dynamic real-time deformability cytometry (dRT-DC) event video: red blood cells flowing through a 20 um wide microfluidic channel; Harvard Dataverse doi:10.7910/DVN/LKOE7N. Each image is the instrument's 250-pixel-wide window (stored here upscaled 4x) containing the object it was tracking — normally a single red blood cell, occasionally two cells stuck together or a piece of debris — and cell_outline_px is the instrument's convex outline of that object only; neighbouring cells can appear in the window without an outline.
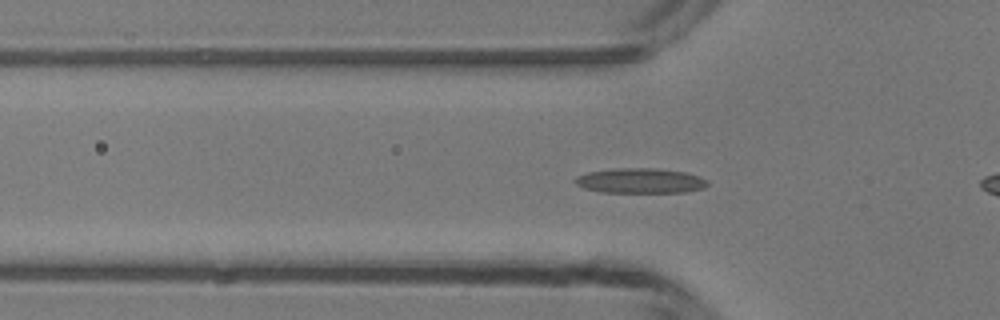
{"species": "common noctule bat (a hibernating species)", "species_latin": "Nyctalus noctula", "temperature_condition": "room temperature", "stored_images_in_passage": 41, "camera_frame_rate_fps": 3000, "um_per_image_px": 0.085, "animal": {"sex": "male", "body_mass_g": 13.3}, "frame": {"image": 1, "passage_image": 7, "time_ms": 2.0, "image_size_px": [1000, 320], "cell_outline_px": [[708, 184], [704, 188], [688, 192], [600, 192], [584, 188], [576, 184], [572, 180], [576, 176], [588, 172], [612, 168], [656, 168], [688, 172], [700, 176], [708, 180]], "centroid_in_image_um": [54.44, 15.35], "position_along_channel_um": 71.4, "area_um2": 19.59}}
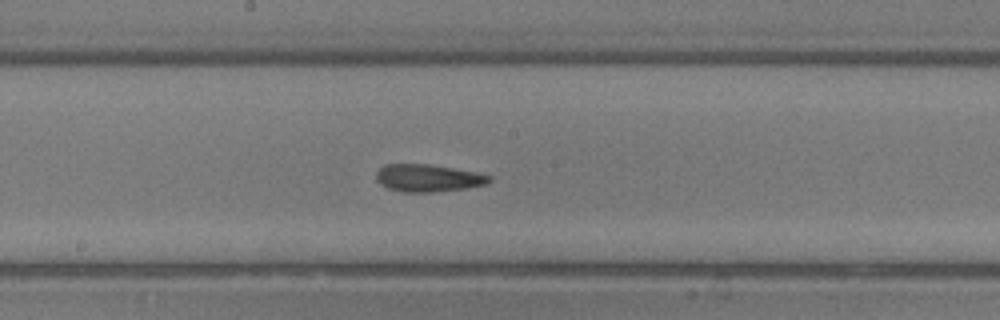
{"frame": {"image": 2, "passage_image": 17, "time_ms": 5.333, "image_size_px": [1000, 320], "cell_outline_px": [[492, 180], [484, 184], [468, 188], [432, 192], [404, 192], [388, 188], [380, 184], [376, 180], [376, 172], [384, 164], [428, 164], [476, 172], [492, 176]], "centroid_in_image_um": [36.37, 15.13], "position_along_channel_um": 211.8, "area_um2": 18.03}}
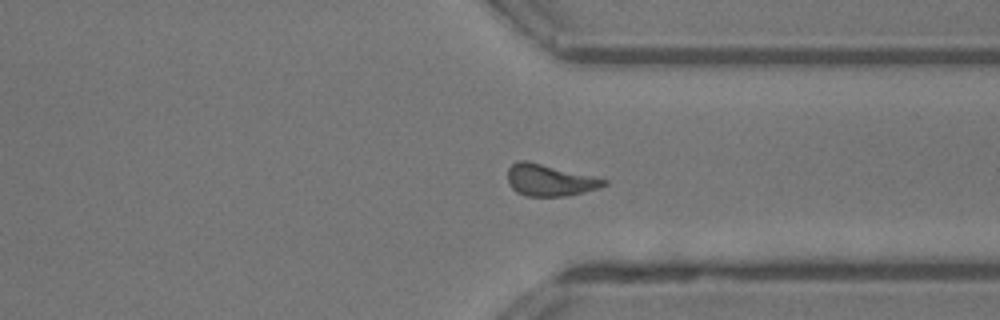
{"frame": {"image": 3, "passage_image": 28, "time_ms": 9.0, "image_size_px": [1000, 320], "cell_outline_px": [[608, 184], [600, 188], [564, 196], [528, 196], [516, 192], [508, 184], [508, 168], [512, 164], [520, 160], [528, 160], [608, 180]], "centroid_in_image_um": [46.7, 15.31], "position_along_channel_um": 364.7, "area_um2": 17.69}, "authors_computed_cell_mechanics": {"area_um2": 17.7446, "velocity_mm_per_s": 4.178, "shape_relaxation_time_tau1_ms": 8.4571, "shape_relaxation_time_tau2_ms": 3.1745, "deformation_change_tau1": 0.1993, "deformation_change_tau2": 0.1204}}